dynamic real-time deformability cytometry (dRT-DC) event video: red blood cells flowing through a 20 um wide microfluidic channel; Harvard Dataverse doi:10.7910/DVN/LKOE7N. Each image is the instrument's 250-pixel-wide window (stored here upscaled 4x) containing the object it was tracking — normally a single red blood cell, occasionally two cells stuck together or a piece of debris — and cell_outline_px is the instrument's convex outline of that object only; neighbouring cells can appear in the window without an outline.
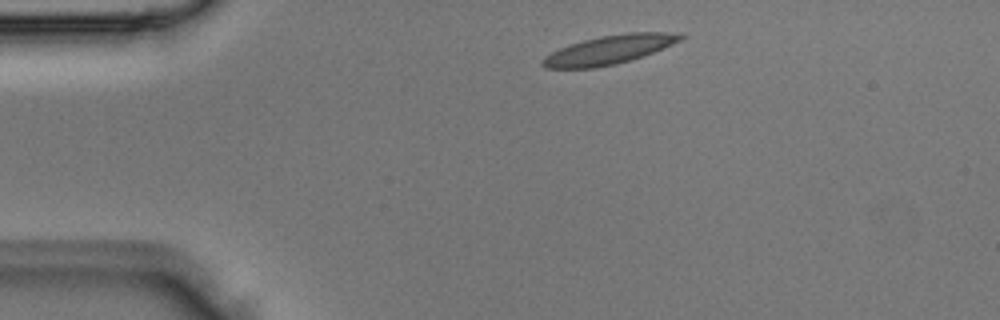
{"species": "Egyptian fruit bat (a non-hibernating species)", "species_latin": "Rousettus aegyptiacus", "temperature_condition": "room temperature", "stored_images_in_passage": 2, "camera_frame_rate_fps": 3000, "um_per_image_px": 0.085, "animal": {"sex": "male"}, "frame": {"image": 1, "passage_image": 1, "time_ms": 0.0, "image_size_px": [1000, 320], "cell_outline_px": [[688, 36], [664, 48], [644, 56], [616, 64], [596, 68], [544, 68], [540, 64], [540, 60], [544, 56], [568, 44], [600, 36], [628, 32], [664, 32]], "centroid_in_image_um": [51.74, 4.24], "position_along_channel_um": 33.3, "area_um2": 23.24}}